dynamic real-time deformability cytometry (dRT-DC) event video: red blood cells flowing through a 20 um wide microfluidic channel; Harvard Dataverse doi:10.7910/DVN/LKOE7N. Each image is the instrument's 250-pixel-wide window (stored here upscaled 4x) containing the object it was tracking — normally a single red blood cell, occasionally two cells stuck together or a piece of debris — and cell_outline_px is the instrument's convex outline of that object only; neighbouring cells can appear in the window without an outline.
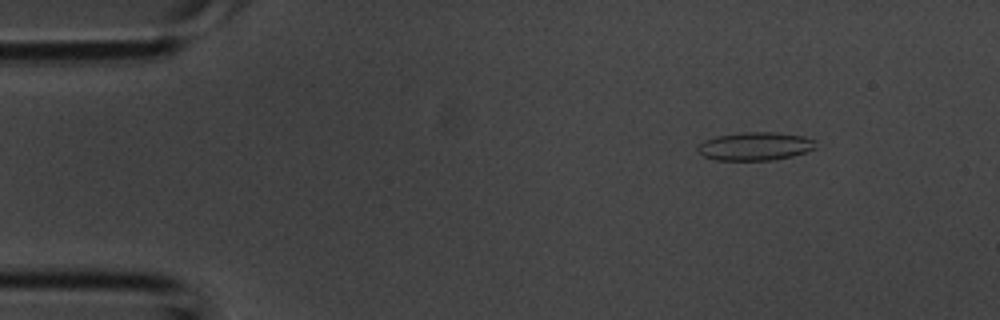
{"species": "common noctule bat (a hibernating species)", "species_latin": "Nyctalus noctula", "temperature_condition": "room temperature", "stored_images_in_passage": 3, "camera_frame_rate_fps": 3000, "um_per_image_px": 0.085, "animal": {"sex": "male", "body_mass_g": 20.1, "forearm_length_mm": 53.5}, "frame": {"image": 1, "passage_image": 1, "time_ms": 0.0, "image_size_px": [1000, 320], "cell_outline_px": [[816, 148], [792, 156], [772, 160], [716, 160], [704, 156], [696, 148], [704, 140], [716, 136], [744, 132], [772, 132], [804, 136], [816, 140]], "centroid_in_image_um": [64.2, 12.43], "position_along_channel_um": 20.8, "area_um2": 19.36}}